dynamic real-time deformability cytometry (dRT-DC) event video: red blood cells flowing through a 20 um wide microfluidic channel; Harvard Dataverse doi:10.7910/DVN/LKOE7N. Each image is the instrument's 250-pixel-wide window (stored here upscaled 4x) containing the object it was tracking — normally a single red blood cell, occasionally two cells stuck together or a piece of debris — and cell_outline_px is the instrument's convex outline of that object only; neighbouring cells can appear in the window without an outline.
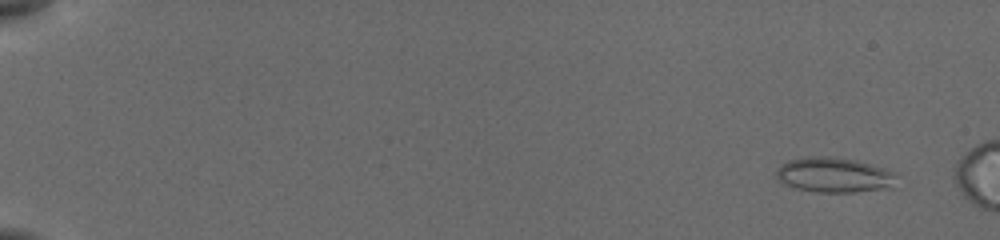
{"species": "common noctule bat (a hibernating species)", "species_latin": "Nyctalus noctula", "temperature_condition": "cold", "stored_images_in_passage": 18, "camera_frame_rate_fps": 3000, "um_per_image_px": 0.085, "animal": {"sex": "female", "body_mass_g": 19.5, "forearm_length_mm": 54.1}, "frame": {"image": 1, "passage_image": 3, "time_ms": 0.667, "image_size_px": [1000, 240], "cell_outline_px": [[896, 176], [892, 188], [852, 192], [816, 192], [796, 188], [776, 180], [776, 172], [780, 164], [788, 160], [800, 156], [832, 156], [856, 160], [884, 168], [896, 172]], "centroid_in_image_um": [70.87, 14.86], "position_along_channel_um": 14.1, "area_um2": 24.85}}
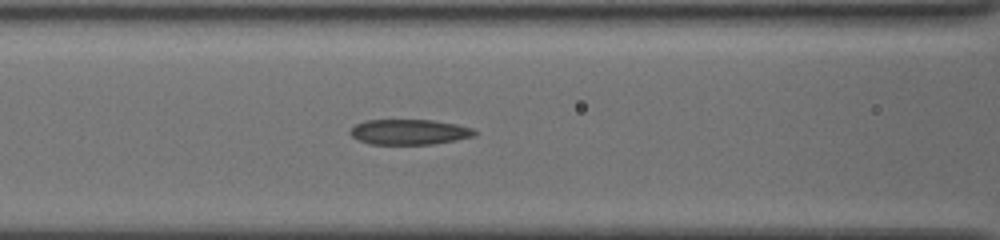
{"frame": {"image": 2, "passage_image": 16, "time_ms": 8.0, "image_size_px": [1000, 240], "cell_outline_px": [[476, 132], [472, 136], [456, 140], [432, 144], [368, 144], [352, 136], [348, 132], [356, 124], [364, 120], [432, 120], [456, 124], [472, 128]], "centroid_in_image_um": [34.75, 11.21], "position_along_channel_um": 131.8, "area_um2": 18.21}}
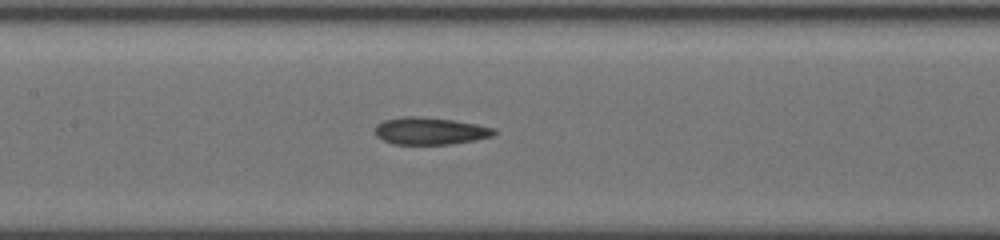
{"frame": {"image": 3, "passage_image": 18, "time_ms": 9.0, "image_size_px": [1000, 240], "cell_outline_px": [[496, 136], [476, 140], [452, 144], [392, 144], [376, 136], [376, 124], [384, 120], [404, 116], [420, 116], [452, 120], [476, 124], [496, 128]], "centroid_in_image_um": [36.6, 11.13], "position_along_channel_um": 170.8, "area_um2": 19.02}}